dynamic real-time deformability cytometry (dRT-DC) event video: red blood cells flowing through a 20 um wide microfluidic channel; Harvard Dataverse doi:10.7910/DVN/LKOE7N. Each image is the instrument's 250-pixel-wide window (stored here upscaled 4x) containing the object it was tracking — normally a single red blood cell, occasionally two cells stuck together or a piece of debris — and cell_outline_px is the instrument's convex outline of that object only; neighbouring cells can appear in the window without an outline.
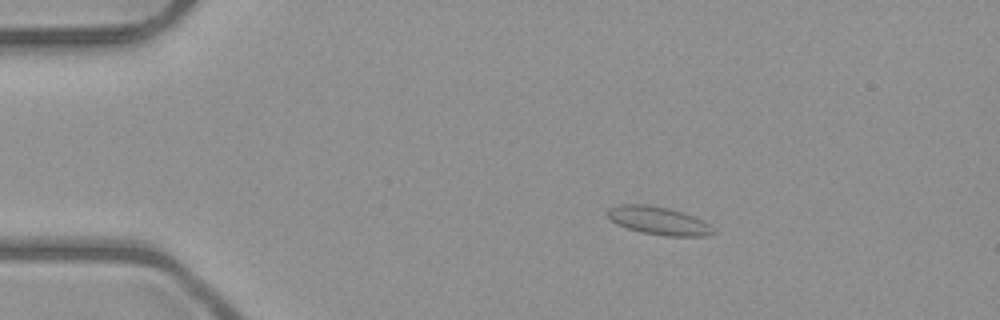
{"species": "common noctule bat (a hibernating species)", "species_latin": "Nyctalus noctula", "temperature_condition": "room temperature", "stored_images_in_passage": 7, "camera_frame_rate_fps": 3000, "um_per_image_px": 0.085, "animal": {"sex": "male", "body_mass_g": 23.1, "forearm_length_mm": 52.7}, "frame": {"image": 1, "passage_image": 3, "time_ms": 2.333, "image_size_px": [1000, 320], "cell_outline_px": [[716, 232], [708, 236], [664, 236], [640, 232], [616, 224], [604, 212], [608, 208], [620, 204], [648, 204], [668, 208], [684, 212], [704, 220]], "centroid_in_image_um": [55.97, 18.75], "position_along_channel_um": 29.0, "area_um2": 17.51}}
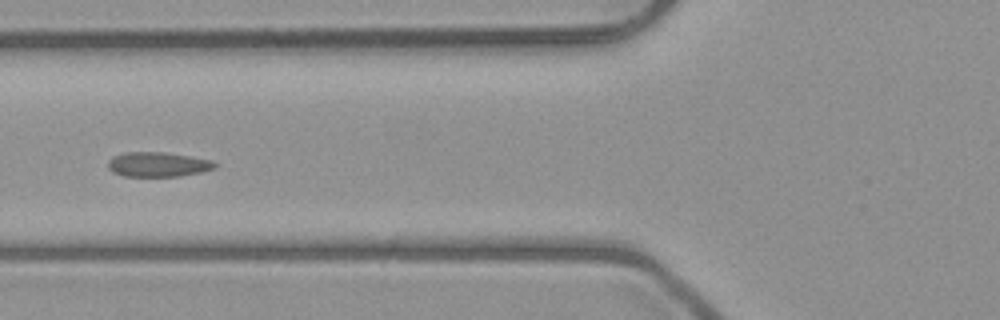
{"frame": {"image": 2, "passage_image": 6, "time_ms": 6.0, "image_size_px": [1000, 320], "cell_outline_px": [[216, 168], [200, 172], [180, 176], [124, 176], [112, 172], [108, 168], [108, 160], [112, 156], [124, 152], [164, 152], [192, 156], [212, 160], [216, 164]], "centroid_in_image_um": [13.4, 13.97], "position_along_channel_um": 112.4, "area_um2": 15.49}}
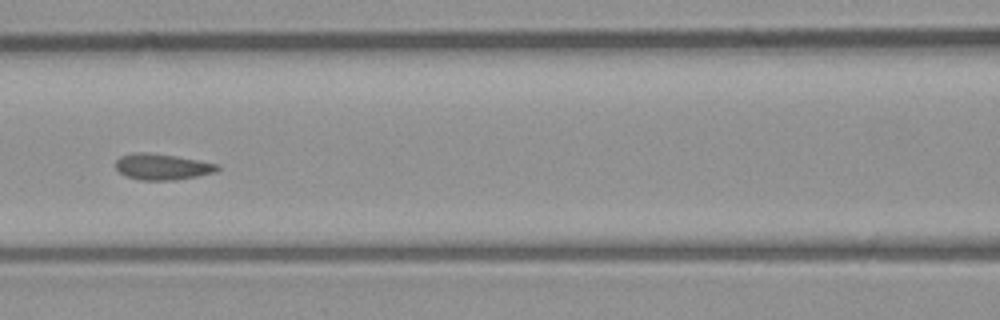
{"frame": {"image": 3, "passage_image": 7, "time_ms": 7.0, "image_size_px": [1000, 320], "cell_outline_px": [[220, 168], [216, 172], [200, 176], [176, 180], [140, 180], [124, 176], [116, 168], [116, 160], [120, 156], [132, 152], [148, 152], [176, 156], [216, 164]], "centroid_in_image_um": [13.76, 14.18], "position_along_channel_um": 152.8, "area_um2": 15.55}}